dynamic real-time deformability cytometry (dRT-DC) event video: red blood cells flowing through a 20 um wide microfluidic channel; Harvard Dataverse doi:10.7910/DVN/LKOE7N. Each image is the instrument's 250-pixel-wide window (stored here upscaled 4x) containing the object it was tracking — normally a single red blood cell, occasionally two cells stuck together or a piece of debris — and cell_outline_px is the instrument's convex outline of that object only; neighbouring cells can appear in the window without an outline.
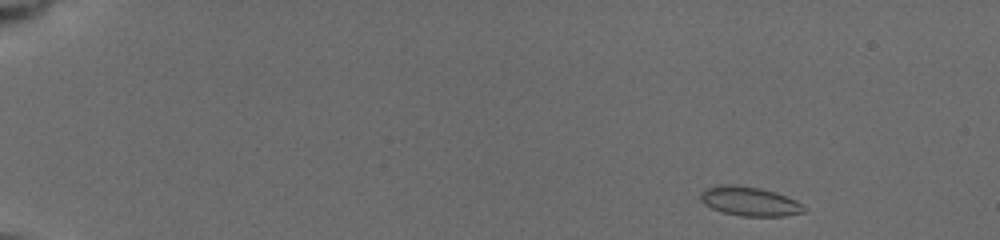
{"species": "common noctule bat (a hibernating species)", "species_latin": "Nyctalus noctula", "temperature_condition": "cold", "stored_images_in_passage": 18, "camera_frame_rate_fps": 3000, "um_per_image_px": 0.085, "animal": {"sex": "female", "body_mass_g": 19.5, "forearm_length_mm": 54.1}, "frame": {"image": 1, "passage_image": 1, "time_ms": 0.0, "image_size_px": [1000, 240], "cell_outline_px": [[808, 208], [804, 212], [784, 216], [740, 216], [724, 212], [712, 208], [704, 204], [700, 200], [700, 192], [704, 188], [716, 184], [736, 184], [760, 188], [776, 192], [796, 200]], "centroid_in_image_um": [63.7, 17.09], "position_along_channel_um": 21.3, "area_um2": 17.92}}
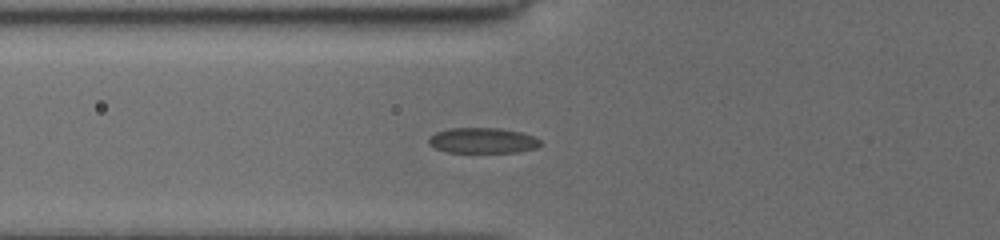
{"frame": {"image": 2, "passage_image": 16, "time_ms": 5.0, "image_size_px": [1000, 240], "cell_outline_px": [[544, 144], [536, 148], [520, 152], [448, 152], [436, 148], [428, 144], [428, 136], [436, 132], [448, 128], [500, 128], [520, 132], [532, 136], [540, 140]], "centroid_in_image_um": [41.02, 11.94], "position_along_channel_um": 84.8, "area_um2": 16.7}}
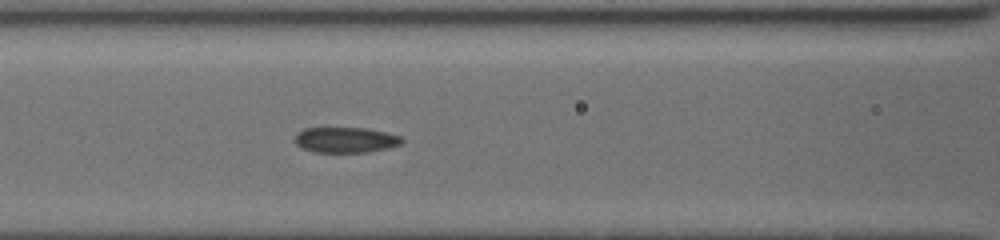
{"frame": {"image": 3, "passage_image": 18, "time_ms": 6.333, "image_size_px": [1000, 240], "cell_outline_px": [[404, 144], [388, 148], [368, 152], [312, 152], [300, 148], [292, 140], [296, 132], [304, 128], [368, 128], [388, 132], [400, 136], [404, 140]], "centroid_in_image_um": [29.36, 11.89], "position_along_channel_um": 137.2, "area_um2": 16.36}}